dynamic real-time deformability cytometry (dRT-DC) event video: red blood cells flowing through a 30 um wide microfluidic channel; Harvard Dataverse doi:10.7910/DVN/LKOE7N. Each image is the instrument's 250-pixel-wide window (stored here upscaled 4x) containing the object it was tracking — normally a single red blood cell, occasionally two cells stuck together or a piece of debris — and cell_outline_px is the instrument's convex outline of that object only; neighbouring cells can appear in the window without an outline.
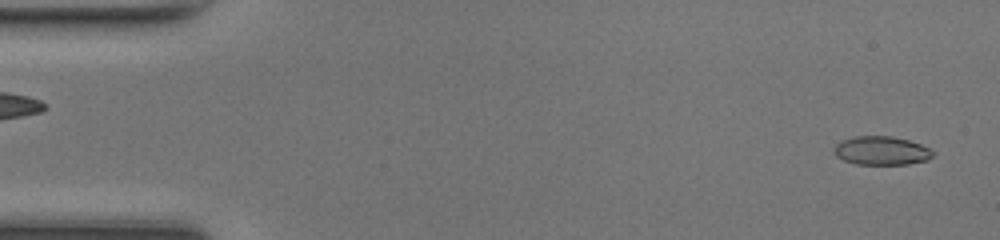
{"species": "common noctule bat (a hibernating species)", "species_latin": "Nyctalus noctula", "temperature_condition": "room temperature", "stored_images_in_passage": 48, "camera_frame_rate_fps": 3000, "um_per_image_px": 0.085, "animal": {"sex": "female", "body_mass_g": 17.0, "forearm_length_mm": 48.0}, "frame": {"image": 1, "passage_image": 2, "time_ms": 0.333, "image_size_px": [1000, 240], "cell_outline_px": [[936, 152], [928, 160], [908, 164], [856, 164], [844, 160], [836, 156], [832, 148], [836, 144], [844, 140], [856, 136], [892, 136], [908, 140], [920, 144]], "centroid_in_image_um": [74.93, 12.81], "position_along_channel_um": 10.1, "area_um2": 16.47}}
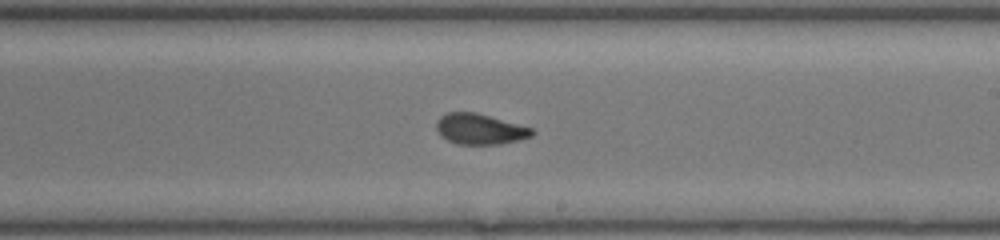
{"frame": {"image": 2, "passage_image": 28, "time_ms": 9.0, "image_size_px": [1000, 240], "cell_outline_px": [[536, 132], [532, 136], [500, 144], [456, 144], [440, 136], [436, 128], [436, 120], [440, 116], [448, 112], [476, 112], [532, 128]], "centroid_in_image_um": [40.76, 10.96], "position_along_channel_um": 248.2, "area_um2": 17.05}}
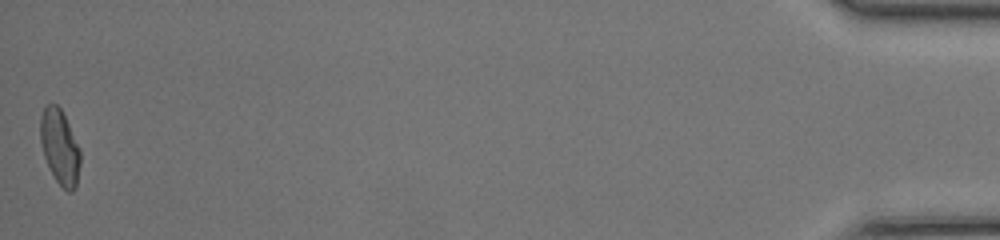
{"frame": {"image": 3, "passage_image": 48, "time_ms": 15.667, "image_size_px": [1000, 240], "cell_outline_px": [[80, 164], [76, 188], [72, 192], [68, 192], [56, 180], [44, 156], [40, 140], [40, 116], [44, 108], [48, 104], [56, 104], [60, 108], [80, 148]], "centroid_in_image_um": [5.09, 12.5], "position_along_channel_um": 430.1, "area_um2": 17.22}, "authors_computed_cell_mechanics": {"area_um2": 17.1955, "velocity_mm_per_s": 4.3024, "shape_relaxation_time_tau1_ms": null, "shape_relaxation_time_tau2_ms": 0.9942, "deformation_change_tau1": null, "deformation_change_tau2": 0.0565}}